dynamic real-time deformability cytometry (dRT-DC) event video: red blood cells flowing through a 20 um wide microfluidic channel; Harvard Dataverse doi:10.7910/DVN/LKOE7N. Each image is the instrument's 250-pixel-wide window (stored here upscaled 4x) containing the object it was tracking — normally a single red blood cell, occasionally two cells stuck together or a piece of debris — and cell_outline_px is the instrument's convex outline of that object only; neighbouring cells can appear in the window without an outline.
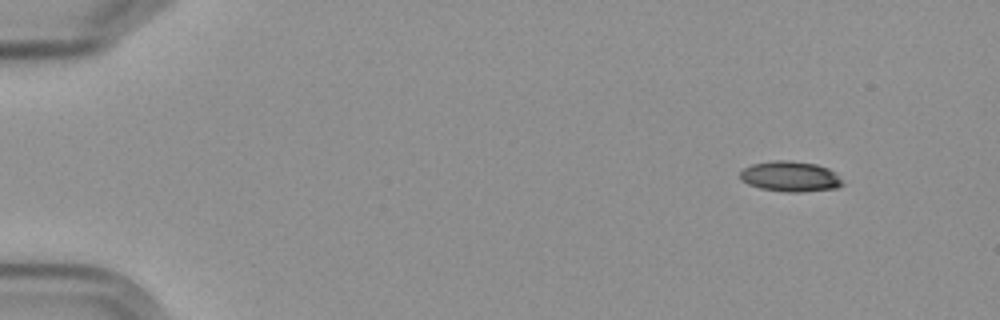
{"species": "Egyptian fruit bat (a non-hibernating species)", "species_latin": "Rousettus aegyptiacus", "temperature_condition": "cold", "stored_images_in_passage": 5, "camera_frame_rate_fps": 3000, "um_per_image_px": 0.085, "frame": {"image": 1, "passage_image": 1, "time_ms": 0.0, "image_size_px": [1000, 320], "cell_outline_px": [[844, 184], [836, 188], [800, 192], [784, 192], [760, 188], [748, 184], [740, 180], [740, 172], [744, 168], [752, 164], [776, 160], [788, 160], [816, 164], [828, 168]], "centroid_in_image_um": [67.12, 15.0], "position_along_channel_um": 17.9, "area_um2": 17.98}}
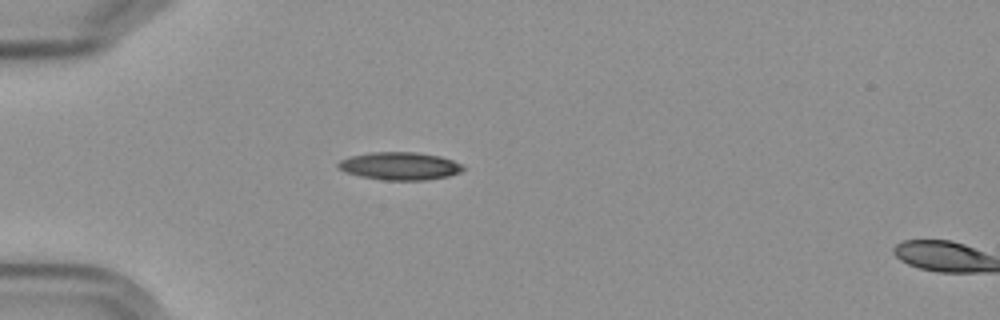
{"frame": {"image": 2, "passage_image": 4, "time_ms": 3.667, "image_size_px": [1000, 320], "cell_outline_px": [[464, 168], [460, 172], [448, 176], [424, 180], [384, 180], [360, 176], [344, 172], [336, 168], [336, 164], [340, 160], [348, 156], [372, 152], [416, 152], [440, 156], [452, 160], [460, 164]], "centroid_in_image_um": [33.91, 14.11], "position_along_channel_um": 51.1, "area_um2": 20.29}}